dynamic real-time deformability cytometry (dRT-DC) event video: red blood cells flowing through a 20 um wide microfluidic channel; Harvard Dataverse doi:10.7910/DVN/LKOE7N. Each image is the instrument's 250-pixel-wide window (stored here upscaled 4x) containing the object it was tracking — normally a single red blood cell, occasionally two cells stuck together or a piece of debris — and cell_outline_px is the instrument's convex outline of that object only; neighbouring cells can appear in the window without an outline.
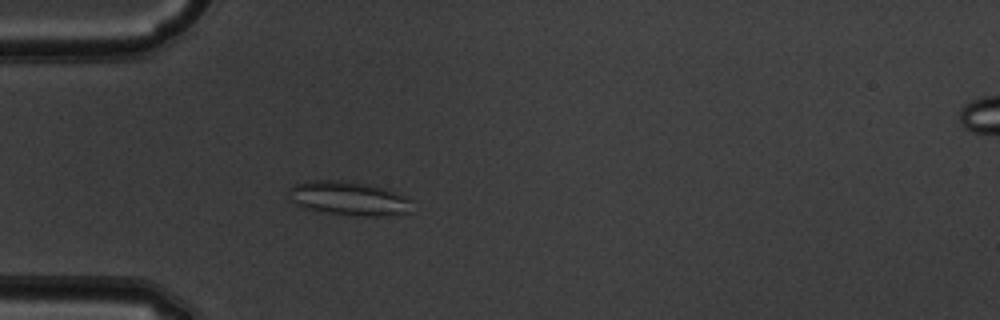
{"species": "common noctule bat (a hibernating species)", "species_latin": "Nyctalus noctula", "temperature_condition": "warm", "stored_images_in_passage": 51, "camera_frame_rate_fps": 3000, "um_per_image_px": 0.085, "animal": {"sex": "male", "body_mass_g": 19.5, "forearm_length_mm": 54.6}, "frame": {"image": 1, "passage_image": 15, "time_ms": 4.667, "image_size_px": [1000, 320], "cell_outline_px": [[412, 200], [408, 212], [384, 216], [352, 216], [304, 208], [296, 204], [292, 200], [288, 192], [288, 188], [296, 184], [308, 180], [340, 180], [368, 184], [384, 188], [408, 196]], "centroid_in_image_um": [29.65, 16.86], "position_along_channel_um": 55.4, "area_um2": 24.45}}
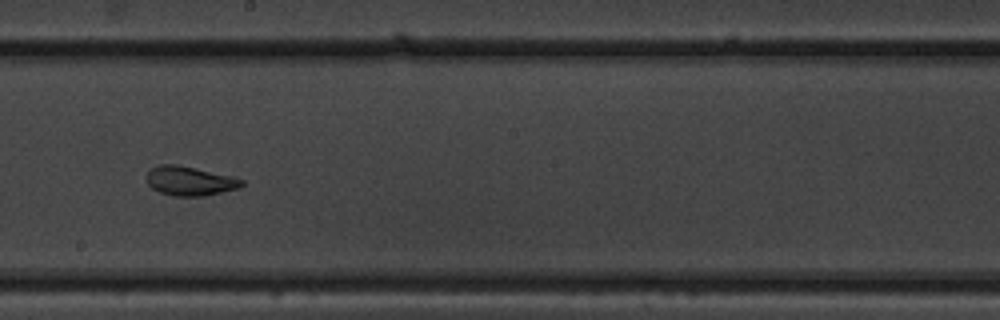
{"frame": {"image": 2, "passage_image": 29, "time_ms": 9.333, "image_size_px": [1000, 320], "cell_outline_px": [[244, 184], [240, 188], [204, 196], [172, 196], [160, 192], [152, 188], [148, 184], [148, 168], [160, 164], [176, 164], [232, 176], [244, 180]], "centroid_in_image_um": [16.14, 15.38], "position_along_channel_um": 232.1, "area_um2": 16.24}}
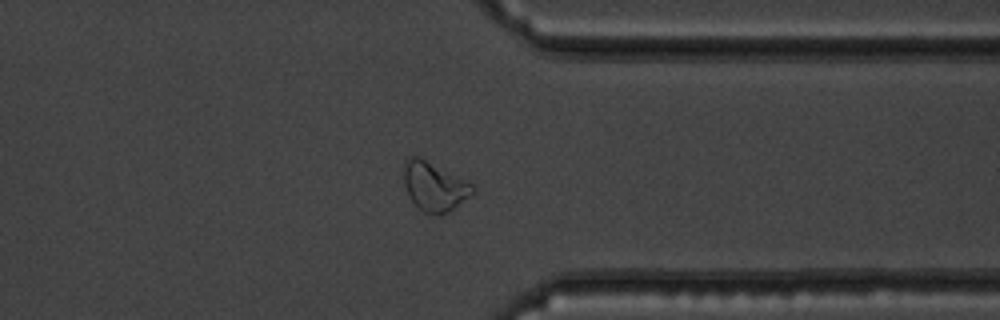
{"frame": {"image": 3, "passage_image": 40, "time_ms": 13.0, "image_size_px": [1000, 320], "cell_outline_px": [[476, 192], [448, 212], [440, 216], [424, 212], [408, 196], [404, 184], [404, 160], [412, 156], [420, 156], [468, 180], [476, 188]], "centroid_in_image_um": [36.95, 15.83], "position_along_channel_um": 374.5, "area_um2": 20.0}, "authors_computed_cell_mechanics": {"area_um2": 21.2704, "velocity_mm_per_s": 3.9498, "shape_relaxation_time_tau1_ms": null, "shape_relaxation_time_tau2_ms": 2.2384, "deformation_change_tau1": null, "deformation_change_tau2": 0.0711}}